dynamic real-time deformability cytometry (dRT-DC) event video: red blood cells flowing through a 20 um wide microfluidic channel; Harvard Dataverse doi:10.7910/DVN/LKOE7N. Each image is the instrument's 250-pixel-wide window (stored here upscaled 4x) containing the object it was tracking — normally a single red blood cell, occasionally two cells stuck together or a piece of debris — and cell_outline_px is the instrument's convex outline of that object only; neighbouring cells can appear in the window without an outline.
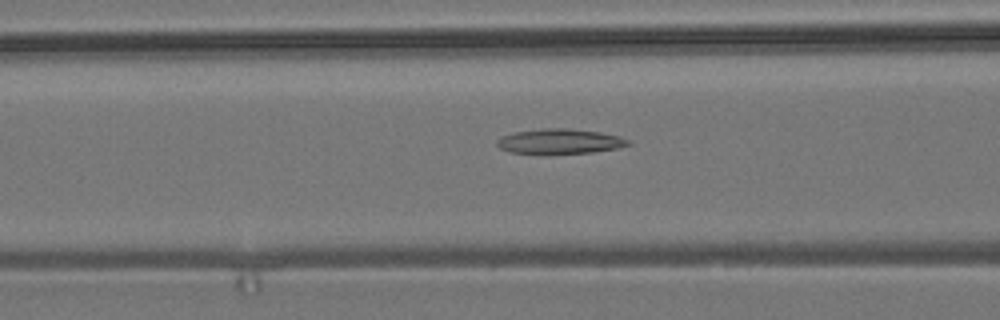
{"species": "common noctule bat (a hibernating species)", "species_latin": "Nyctalus noctula", "temperature_condition": "room temperature", "stored_images_in_passage": 45, "camera_frame_rate_fps": 3000, "um_per_image_px": 0.085, "animal": {"sex": "male", "body_mass_g": 19.2, "forearm_length_mm": 51.8}, "frame": {"image": 1, "passage_image": 11, "time_ms": 3.333, "image_size_px": [1000, 320], "cell_outline_px": [[632, 144], [616, 148], [592, 152], [544, 156], [512, 152], [500, 148], [496, 144], [496, 140], [500, 136], [512, 132], [544, 128], [568, 128], [600, 132], [620, 136], [628, 140]], "centroid_in_image_um": [47.52, 12.04], "position_along_channel_um": 119.1, "area_um2": 19.77}}
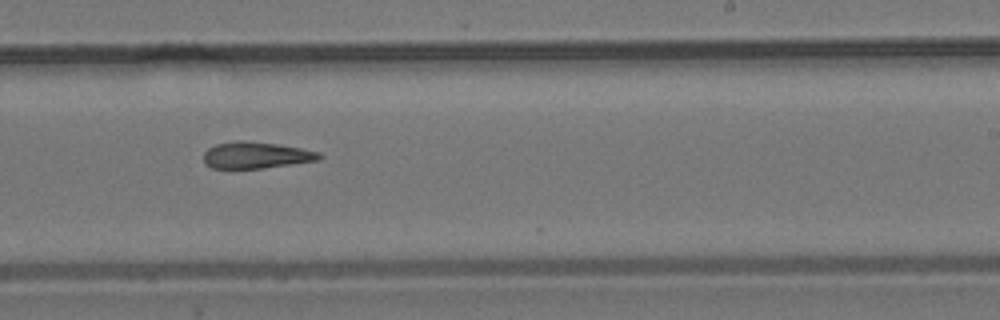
{"frame": {"image": 2, "passage_image": 23, "time_ms": 7.333, "image_size_px": [1000, 320], "cell_outline_px": [[324, 156], [320, 160], [264, 168], [212, 168], [204, 164], [204, 152], [208, 148], [216, 144], [236, 140], [248, 140], [276, 144], [300, 148], [320, 152]], "centroid_in_image_um": [21.77, 13.18], "position_along_channel_um": 267.2, "area_um2": 18.03}}
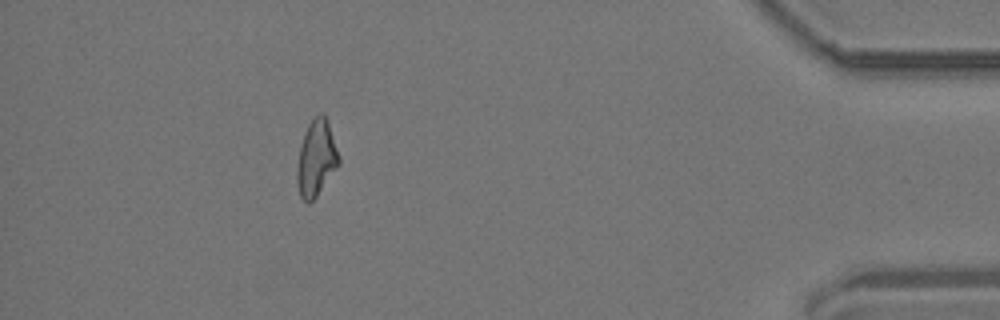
{"frame": {"image": 3, "passage_image": 39, "time_ms": 12.667, "image_size_px": [1000, 320], "cell_outline_px": [[340, 164], [316, 196], [308, 204], [300, 196], [296, 184], [296, 168], [300, 144], [304, 132], [308, 124], [320, 112], [324, 112], [328, 120], [340, 160]], "centroid_in_image_um": [26.86, 13.43], "position_along_channel_um": 408.3, "area_um2": 18.67}, "authors_computed_cell_mechanics": {"area_um2": 18.6694, "velocity_mm_per_s": 3.706, "shape_relaxation_time_tau1_ms": null, "shape_relaxation_time_tau2_ms": 7.8452, "deformation_change_tau1": null, "deformation_change_tau2": 0.2027}}